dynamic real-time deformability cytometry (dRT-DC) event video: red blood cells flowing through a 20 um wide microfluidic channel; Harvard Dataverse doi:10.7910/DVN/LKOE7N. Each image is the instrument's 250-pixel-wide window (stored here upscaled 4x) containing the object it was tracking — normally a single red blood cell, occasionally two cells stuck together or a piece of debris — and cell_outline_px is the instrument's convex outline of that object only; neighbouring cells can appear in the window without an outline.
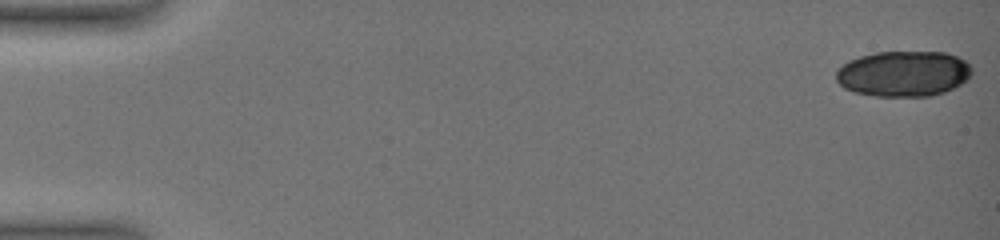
{"species": "common noctule bat (a hibernating species)", "species_latin": "Nyctalus noctula", "temperature_condition": "warm", "stored_images_in_passage": 11, "camera_frame_rate_fps": 3000, "um_per_image_px": 0.085, "animal": {"sex": "female", "body_mass_g": 19.0, "forearm_length_mm": 51.5}, "frame": {"image": 1, "passage_image": 1, "time_ms": 0.0, "image_size_px": [1000, 240], "cell_outline_px": [[972, 72], [968, 80], [944, 92], [928, 96], [876, 96], [852, 92], [844, 88], [836, 80], [836, 72], [848, 60], [860, 56], [876, 52], [944, 52], [956, 56], [964, 60], [972, 68]], "centroid_in_image_um": [76.79, 6.26], "position_along_channel_um": 8.2, "area_um2": 36.13}}